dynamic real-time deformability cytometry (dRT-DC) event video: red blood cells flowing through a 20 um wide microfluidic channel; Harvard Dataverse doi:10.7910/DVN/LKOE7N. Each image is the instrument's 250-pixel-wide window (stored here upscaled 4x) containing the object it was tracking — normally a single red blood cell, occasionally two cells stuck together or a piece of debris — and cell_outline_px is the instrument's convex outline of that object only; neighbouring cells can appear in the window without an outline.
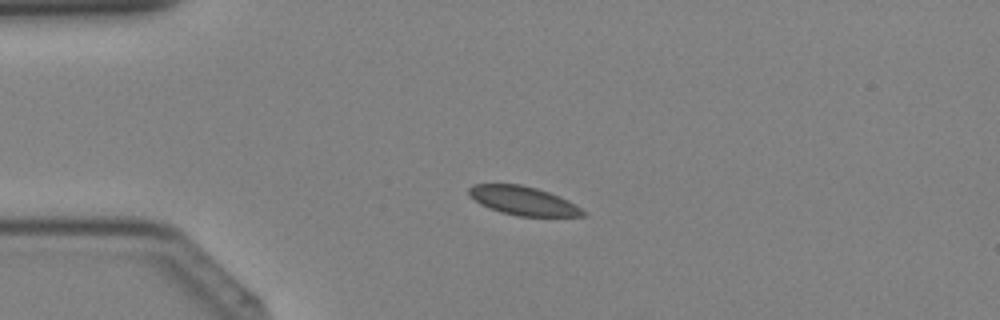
{"species": "Egyptian fruit bat (a non-hibernating species)", "species_latin": "Rousettus aegyptiacus", "temperature_condition": "cold", "stored_images_in_passage": 32, "camera_frame_rate_fps": 3000, "um_per_image_px": 0.085, "animal": {"sex": "female"}, "frame": {"image": 1, "passage_image": 1, "time_ms": 0.0, "image_size_px": [1000, 320], "cell_outline_px": [[584, 216], [520, 216], [500, 212], [488, 208], [480, 204], [468, 196], [468, 188], [472, 184], [520, 184], [536, 188], [548, 192], [568, 200], [580, 208], [584, 212]], "centroid_in_image_um": [44.4, 17.05], "position_along_channel_um": 40.6, "area_um2": 19.02}}
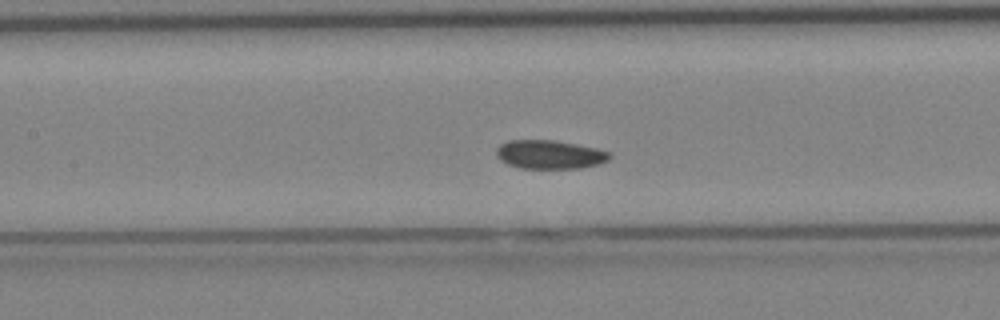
{"frame": {"image": 2, "passage_image": 10, "time_ms": 3.0, "image_size_px": [1000, 320], "cell_outline_px": [[612, 156], [608, 160], [596, 164], [580, 168], [520, 168], [508, 164], [500, 160], [496, 152], [496, 148], [500, 144], [508, 140], [556, 140], [596, 148], [608, 152]], "centroid_in_image_um": [46.69, 13.12], "position_along_channel_um": 160.7, "area_um2": 18.84}}
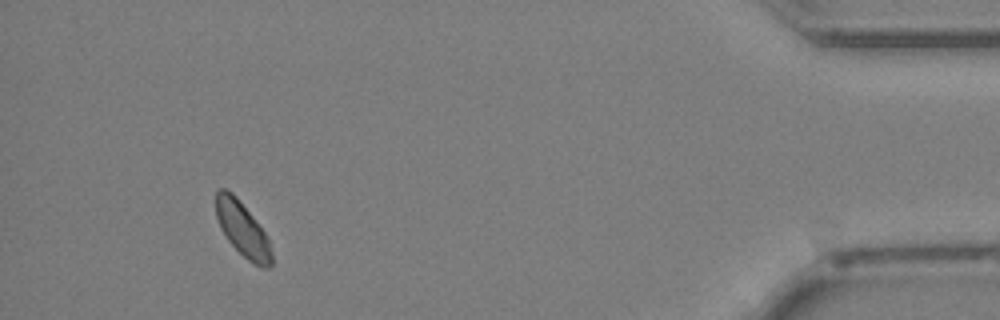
{"frame": {"image": 3, "passage_image": 29, "time_ms": 9.333, "image_size_px": [1000, 320], "cell_outline_px": [[272, 264], [268, 268], [260, 268], [248, 260], [228, 240], [220, 228], [216, 216], [216, 192], [220, 188], [224, 188], [232, 192], [236, 196], [252, 216], [264, 232], [268, 240], [272, 252]], "centroid_in_image_um": [20.61, 19.49], "position_along_channel_um": 414.6, "area_um2": 17.46}}